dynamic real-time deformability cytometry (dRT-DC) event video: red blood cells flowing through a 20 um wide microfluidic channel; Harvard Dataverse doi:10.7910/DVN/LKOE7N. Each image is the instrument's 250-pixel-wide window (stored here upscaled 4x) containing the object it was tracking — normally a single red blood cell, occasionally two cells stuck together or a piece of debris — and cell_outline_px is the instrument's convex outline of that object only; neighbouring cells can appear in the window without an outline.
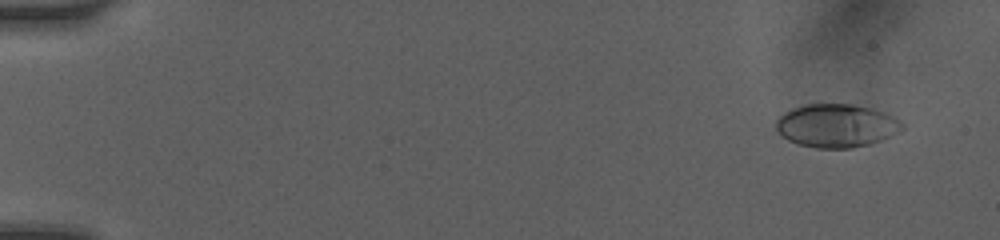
{"species": "human", "species_latin": "Homo sapiens", "temperature_condition": "room temperature", "stored_images_in_passage": 47, "camera_frame_rate_fps": 3000, "um_per_image_px": 0.085, "donor": {"sex": "female"}, "frame": {"image": 1, "passage_image": 2, "time_ms": 0.667, "image_size_px": [1000, 240], "cell_outline_px": [[904, 128], [900, 132], [880, 140], [868, 144], [852, 148], [816, 148], [800, 144], [788, 140], [776, 128], [776, 120], [784, 112], [792, 108], [804, 104], [852, 104], [872, 108], [884, 112], [900, 120], [904, 124]], "centroid_in_image_um": [71.12, 10.67], "position_along_channel_um": 13.9, "area_um2": 31.79}}
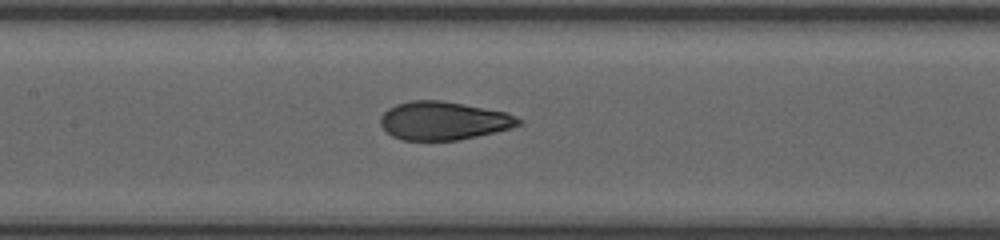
{"frame": {"image": 2, "passage_image": 24, "time_ms": 8.0, "image_size_px": [1000, 240], "cell_outline_px": [[524, 124], [512, 128], [460, 140], [400, 140], [392, 136], [380, 124], [380, 116], [388, 108], [396, 104], [408, 100], [440, 100], [464, 104], [508, 112], [524, 120]], "centroid_in_image_um": [37.74, 10.26], "position_along_channel_um": 169.7, "area_um2": 31.21}}
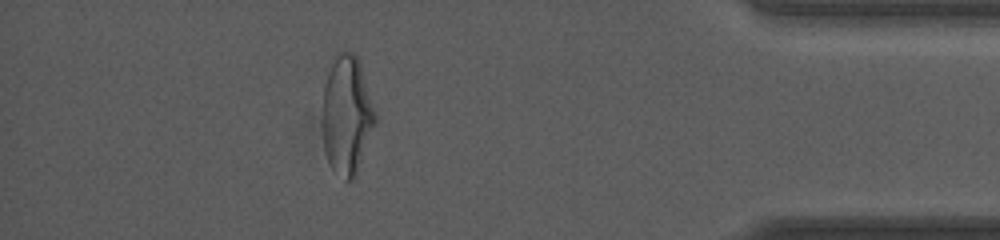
{"frame": {"image": 3, "passage_image": 42, "time_ms": 14.667, "image_size_px": [1000, 240], "cell_outline_px": [[376, 124], [356, 176], [352, 180], [344, 180], [332, 168], [324, 152], [324, 88], [328, 72], [336, 52], [348, 48], [360, 60], [376, 112]], "centroid_in_image_um": [29.52, 9.75], "position_along_channel_um": 405.7, "area_um2": 36.7}, "authors_computed_cell_mechanics": {"area_um2": 31.3854, "velocity_mm_per_s": 4.1233, "shape_relaxation_time_tau1_ms": 4.2499, "shape_relaxation_time_tau2_ms": 0.8041, "deformation_change_tau1": 0.1915, "deformation_change_tau2": 0.0726}}